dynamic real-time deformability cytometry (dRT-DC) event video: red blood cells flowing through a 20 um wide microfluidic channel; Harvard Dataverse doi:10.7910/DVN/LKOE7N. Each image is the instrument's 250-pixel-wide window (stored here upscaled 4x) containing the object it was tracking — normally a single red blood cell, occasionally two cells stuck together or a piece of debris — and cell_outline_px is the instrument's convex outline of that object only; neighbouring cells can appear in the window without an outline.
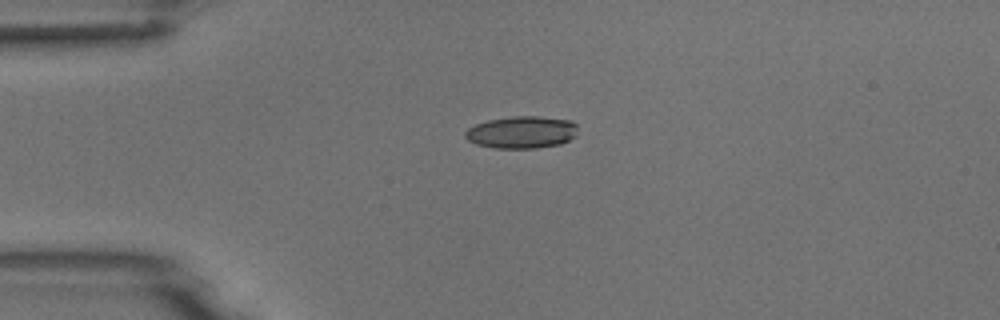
{"species": "common noctule bat (a hibernating species)", "species_latin": "Nyctalus noctula", "temperature_condition": "room temperature", "stored_images_in_passage": 10, "camera_frame_rate_fps": 3000, "um_per_image_px": 0.085, "animal": {"sex": "male", "body_mass_g": 18.8}, "frame": {"image": 1, "passage_image": 4, "time_ms": 3.333, "image_size_px": [1000, 320], "cell_outline_px": [[576, 136], [560, 144], [536, 148], [496, 148], [476, 144], [468, 140], [464, 136], [464, 132], [468, 128], [476, 124], [488, 120], [512, 116], [536, 116], [572, 120], [576, 124]], "centroid_in_image_um": [44.34, 11.24], "position_along_channel_um": 40.7, "area_um2": 21.15}}
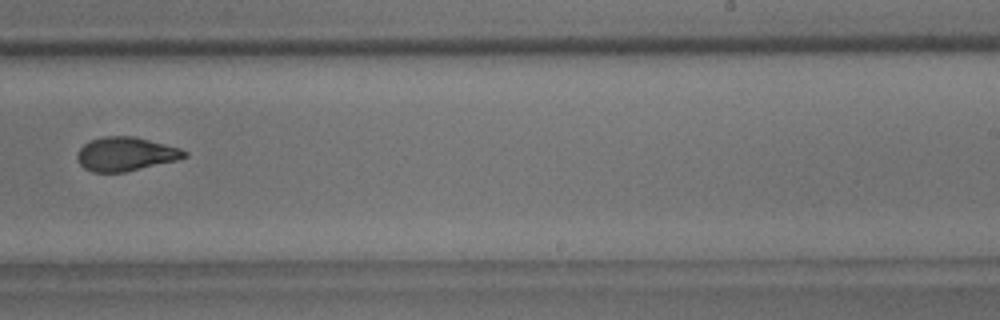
{"frame": {"image": 2, "passage_image": 10, "time_ms": 10.333, "image_size_px": [1000, 320], "cell_outline_px": [[188, 156], [176, 160], [124, 172], [92, 172], [84, 168], [80, 164], [76, 156], [76, 152], [88, 140], [104, 136], [132, 136], [180, 148], [188, 152]], "centroid_in_image_um": [10.64, 13.09], "position_along_channel_um": 278.4, "area_um2": 21.04}}